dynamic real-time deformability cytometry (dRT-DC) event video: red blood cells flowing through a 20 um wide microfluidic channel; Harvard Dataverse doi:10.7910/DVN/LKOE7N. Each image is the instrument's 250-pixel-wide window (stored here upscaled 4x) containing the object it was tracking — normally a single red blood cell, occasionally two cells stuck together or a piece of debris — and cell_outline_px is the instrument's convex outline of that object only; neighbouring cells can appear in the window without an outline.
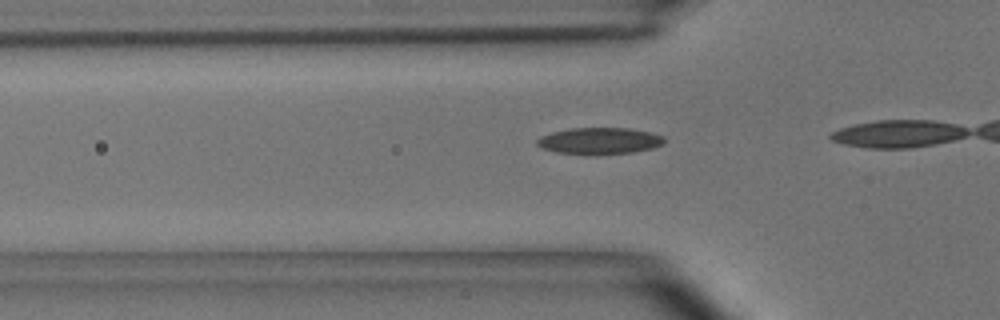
{"species": "common noctule bat (a hibernating species)", "species_latin": "Nyctalus noctula", "temperature_condition": "room temperature", "stored_images_in_passage": 22, "camera_frame_rate_fps": 3000, "um_per_image_px": 0.085, "animal": {"sex": "male", "body_mass_g": 15.6}, "frame": {"image": 1, "passage_image": 11, "time_ms": 3.333, "image_size_px": [1000, 320], "cell_outline_px": [[664, 144], [652, 148], [632, 152], [556, 152], [544, 148], [536, 144], [536, 140], [540, 136], [552, 132], [568, 128], [628, 128], [648, 132], [664, 136]], "centroid_in_image_um": [50.96, 11.93], "position_along_channel_um": 74.8, "area_um2": 18.84}}